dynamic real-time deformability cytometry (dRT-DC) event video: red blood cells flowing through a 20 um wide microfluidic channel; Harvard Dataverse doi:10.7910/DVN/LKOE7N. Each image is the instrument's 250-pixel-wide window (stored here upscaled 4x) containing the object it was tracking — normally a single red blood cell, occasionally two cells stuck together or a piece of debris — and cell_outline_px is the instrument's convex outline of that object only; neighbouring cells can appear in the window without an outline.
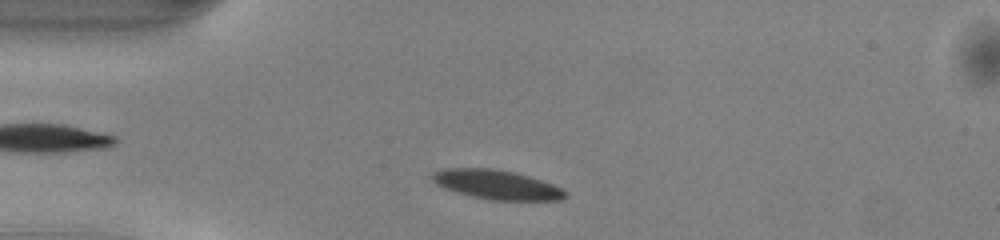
{"species": "common noctule bat (a hibernating species)", "species_latin": "Nyctalus noctula", "temperature_condition": "warm", "stored_images_in_passage": 41, "camera_frame_rate_fps": 3000, "um_per_image_px": 0.085, "animal": {"sex": "male", "body_mass_g": 13.0, "forearm_length_mm": 53.1}, "frame": {"image": 1, "passage_image": 3, "time_ms": 0.667, "image_size_px": [1000, 240], "cell_outline_px": [[568, 196], [560, 200], [492, 200], [472, 196], [444, 188], [436, 184], [432, 180], [432, 176], [436, 172], [444, 168], [496, 168], [516, 172], [552, 184], [568, 192]], "centroid_in_image_um": [42.24, 15.69], "position_along_channel_um": 42.8, "area_um2": 22.6}}
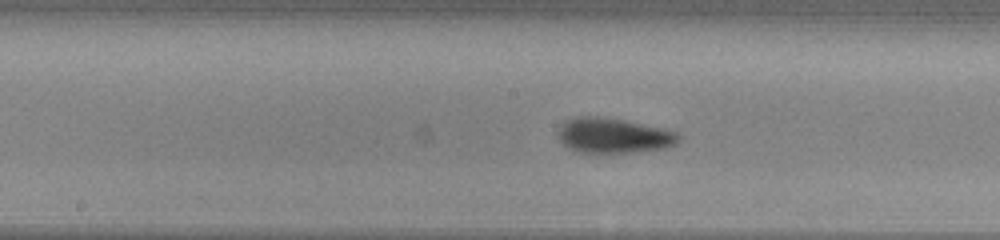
{"frame": {"image": 2, "passage_image": 16, "time_ms": 5.0, "image_size_px": [1000, 240], "cell_outline_px": [[680, 140], [676, 144], [664, 148], [632, 152], [576, 152], [568, 148], [556, 136], [556, 132], [568, 120], [576, 116], [596, 116], [624, 120], [664, 128], [676, 132], [680, 136]], "centroid_in_image_um": [52.14, 11.52], "position_along_channel_um": 196.1, "area_um2": 24.57}}
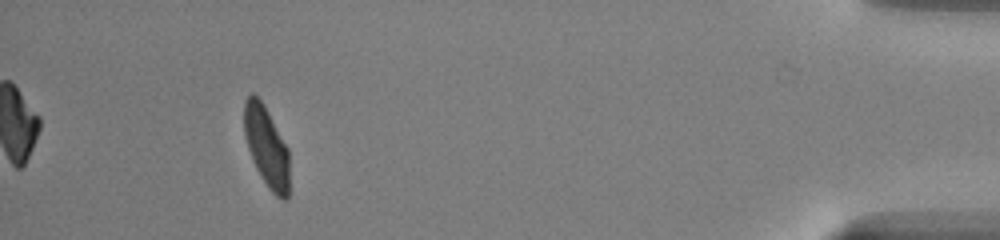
{"frame": {"image": 3, "passage_image": 37, "time_ms": 12.0, "image_size_px": [1000, 240], "cell_outline_px": [[288, 196], [284, 200], [280, 200], [268, 188], [260, 176], [252, 160], [244, 136], [244, 100], [252, 92], [264, 104], [288, 148]], "centroid_in_image_um": [22.63, 12.47], "position_along_channel_um": 412.6, "area_um2": 21.21}, "authors_computed_cell_mechanics": {"area_um2": 22.831, "velocity_mm_per_s": 4.0522, "shape_relaxation_time_tau1_ms": 4.1477, "shape_relaxation_time_tau2_ms": 1.2492, "deformation_change_tau1": 0.1533, "deformation_change_tau2": 0.0649}}